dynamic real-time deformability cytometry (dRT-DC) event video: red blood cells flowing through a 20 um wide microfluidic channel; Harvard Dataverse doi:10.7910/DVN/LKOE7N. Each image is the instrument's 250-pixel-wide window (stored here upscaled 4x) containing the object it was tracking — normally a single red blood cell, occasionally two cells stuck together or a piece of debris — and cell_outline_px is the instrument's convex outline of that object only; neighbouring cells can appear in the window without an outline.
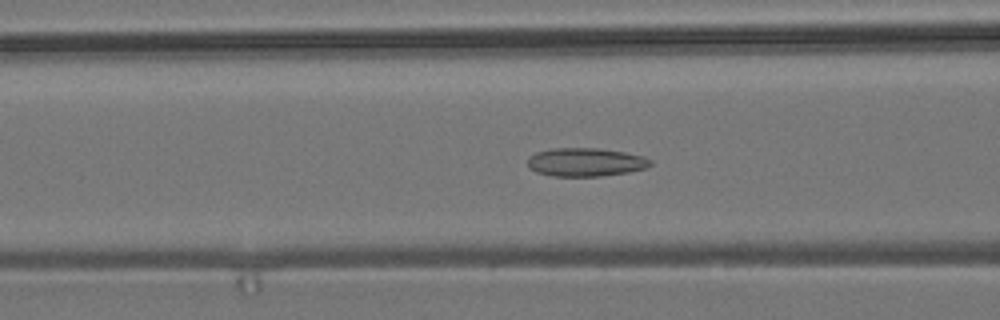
{"species": "common noctule bat (a hibernating species)", "species_latin": "Nyctalus noctula", "temperature_condition": "room temperature", "stored_images_in_passage": 56, "camera_frame_rate_fps": 3000, "um_per_image_px": 0.085, "animal": {"sex": "male", "body_mass_g": 19.2, "forearm_length_mm": 51.8}, "frame": {"image": 1, "passage_image": 22, "time_ms": 7.0, "image_size_px": [1000, 320], "cell_outline_px": [[652, 164], [644, 168], [628, 172], [600, 176], [552, 176], [536, 172], [528, 168], [528, 156], [536, 152], [552, 148], [596, 148], [624, 152], [644, 156], [652, 160]], "centroid_in_image_um": [49.74, 13.78], "position_along_channel_um": 116.9, "area_um2": 20.4}}
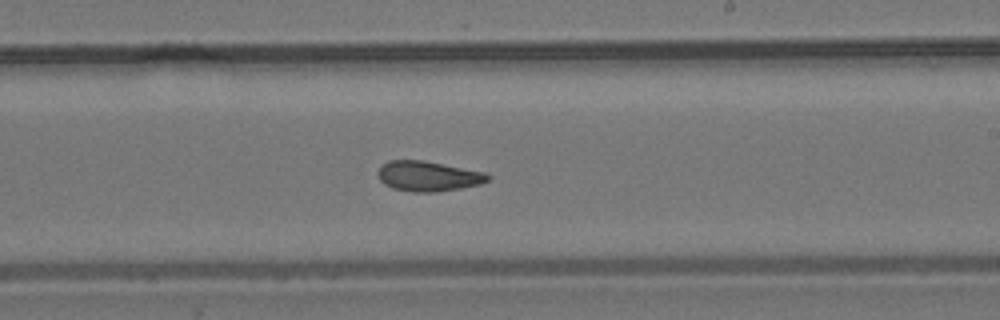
{"frame": {"image": 2, "passage_image": 33, "time_ms": 10.667, "image_size_px": [1000, 320], "cell_outline_px": [[492, 176], [488, 180], [480, 184], [460, 188], [436, 192], [412, 192], [392, 188], [384, 184], [380, 180], [376, 172], [380, 164], [388, 160], [424, 160], [484, 172]], "centroid_in_image_um": [36.34, 14.97], "position_along_channel_um": 252.7, "area_um2": 19.48}}
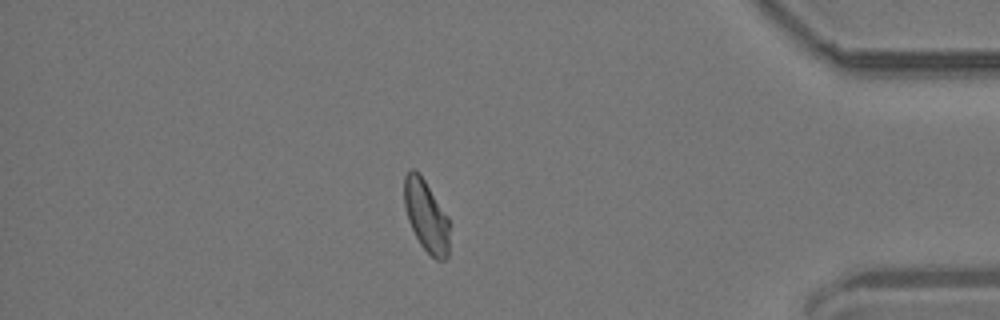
{"frame": {"image": 3, "passage_image": 48, "time_ms": 15.667, "image_size_px": [1000, 320], "cell_outline_px": [[448, 256], [444, 260], [436, 260], [420, 244], [408, 220], [404, 208], [404, 176], [412, 168], [420, 172], [448, 216]], "centroid_in_image_um": [36.21, 18.31], "position_along_channel_um": 399.0, "area_um2": 18.9}, "authors_computed_cell_mechanics": {"area_um2": 19.5364, "velocity_mm_per_s": 3.7056, "shape_relaxation_time_tau1_ms": null, "shape_relaxation_time_tau2_ms": 1.8232, "deformation_change_tau1": null, "deformation_change_tau2": 0.0762}}